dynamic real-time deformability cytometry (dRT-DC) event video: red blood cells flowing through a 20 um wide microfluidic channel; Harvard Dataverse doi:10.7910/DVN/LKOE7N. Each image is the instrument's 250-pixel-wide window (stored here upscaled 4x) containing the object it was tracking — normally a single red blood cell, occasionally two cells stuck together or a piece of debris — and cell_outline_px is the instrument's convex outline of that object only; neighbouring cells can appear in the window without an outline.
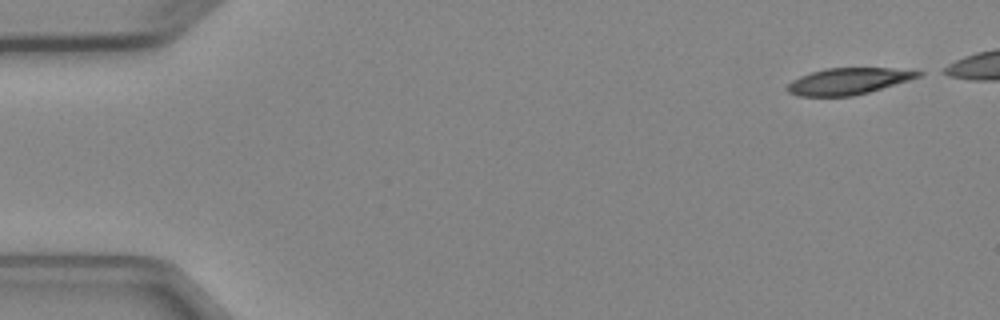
{"species": "Egyptian fruit bat (a non-hibernating species)", "species_latin": "Rousettus aegyptiacus", "temperature_condition": "cold", "stored_images_in_passage": 3, "camera_frame_rate_fps": 3000, "um_per_image_px": 0.085, "animal": {"sex": "female"}, "frame": {"image": 1, "passage_image": 1, "time_ms": 0.0, "image_size_px": [1000, 320], "cell_outline_px": [[924, 72], [920, 76], [908, 80], [868, 92], [852, 96], [800, 96], [788, 92], [784, 88], [792, 80], [800, 76], [812, 72], [828, 68], [892, 68]], "centroid_in_image_um": [72.06, 6.9], "position_along_channel_um": 12.9, "area_um2": 19.94}}